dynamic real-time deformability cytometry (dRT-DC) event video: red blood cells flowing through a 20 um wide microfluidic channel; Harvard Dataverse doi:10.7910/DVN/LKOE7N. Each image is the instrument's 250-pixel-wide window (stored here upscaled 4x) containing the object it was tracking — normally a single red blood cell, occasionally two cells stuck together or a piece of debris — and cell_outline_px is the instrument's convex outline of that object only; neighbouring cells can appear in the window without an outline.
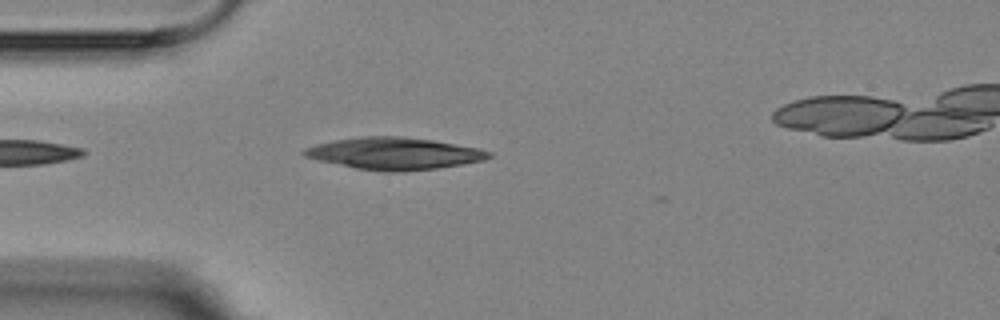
{"species": "Egyptian fruit bat (a non-hibernating species)", "species_latin": "Rousettus aegyptiacus", "temperature_condition": "room temperature", "stored_images_in_passage": 5, "camera_frame_rate_fps": 3000, "um_per_image_px": 0.085, "animal": {"sex": "female"}, "frame": {"image": 1, "passage_image": 4, "time_ms": 3.667, "image_size_px": [1000, 320], "cell_outline_px": [[492, 156], [484, 160], [464, 164], [436, 168], [396, 172], [384, 172], [356, 168], [320, 160], [304, 156], [300, 152], [304, 148], [316, 144], [332, 140], [360, 136], [400, 136], [432, 140], [480, 148], [492, 152]], "centroid_in_image_um": [33.51, 13.04], "position_along_channel_um": 51.5, "area_um2": 34.45}}